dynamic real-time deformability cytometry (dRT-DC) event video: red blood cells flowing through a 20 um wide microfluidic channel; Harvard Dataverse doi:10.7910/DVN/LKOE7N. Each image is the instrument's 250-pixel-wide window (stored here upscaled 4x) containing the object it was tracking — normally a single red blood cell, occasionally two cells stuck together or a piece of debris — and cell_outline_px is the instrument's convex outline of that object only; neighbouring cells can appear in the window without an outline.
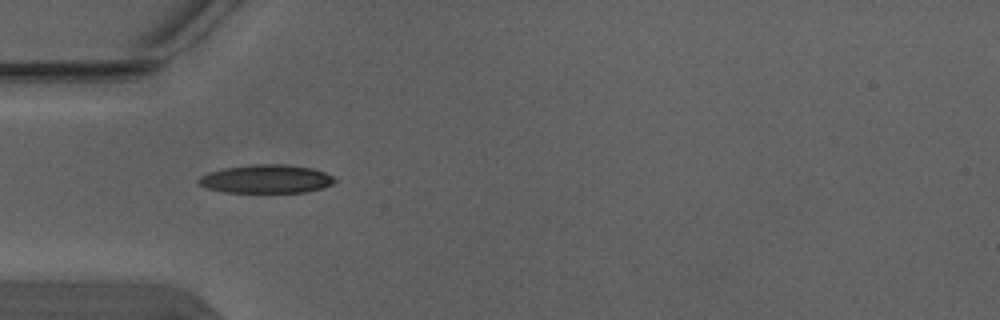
{"species": "Egyptian fruit bat (a non-hibernating species)", "species_latin": "Rousettus aegyptiacus", "temperature_condition": "warm", "stored_images_in_passage": 6, "camera_frame_rate_fps": 3000, "um_per_image_px": 0.085, "animal": {"sex": "male"}, "frame": {"image": 1, "passage_image": 3, "time_ms": 0.667, "image_size_px": [1000, 320], "cell_outline_px": [[336, 180], [332, 184], [320, 188], [304, 192], [224, 192], [204, 188], [196, 180], [200, 176], [208, 172], [224, 168], [252, 164], [284, 164], [312, 168], [324, 172], [332, 176]], "centroid_in_image_um": [22.57, 15.21], "position_along_channel_um": 62.4, "area_um2": 22.54}}
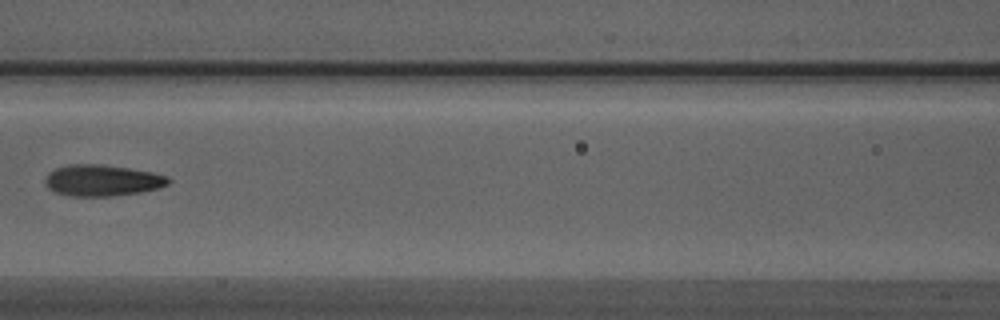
{"frame": {"image": 2, "passage_image": 5, "time_ms": 1.333, "image_size_px": [1000, 320], "cell_outline_px": [[172, 180], [168, 184], [160, 188], [140, 192], [112, 196], [68, 196], [56, 192], [48, 188], [44, 184], [44, 180], [48, 172], [56, 168], [72, 164], [104, 164], [152, 172], [168, 176]], "centroid_in_image_um": [8.69, 15.33], "position_along_channel_um": 157.9, "area_um2": 22.66}}
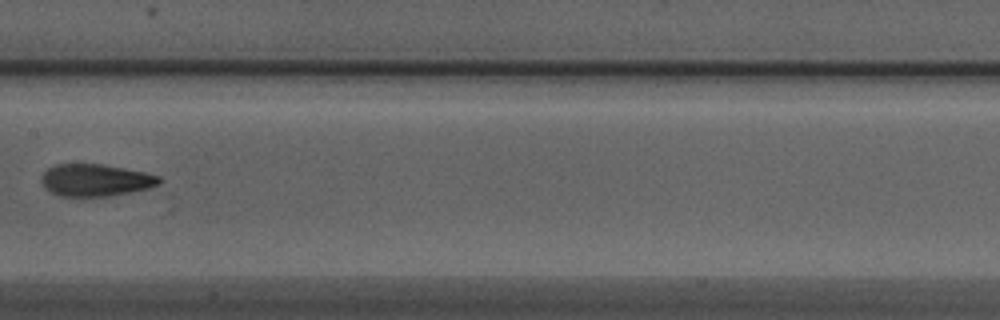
{"frame": {"image": 3, "passage_image": 6, "time_ms": 1.667, "image_size_px": [1000, 320], "cell_outline_px": [[164, 180], [160, 184], [148, 188], [132, 192], [108, 196], [60, 196], [44, 188], [40, 180], [40, 176], [48, 168], [56, 164], [100, 164], [148, 172], [160, 176]], "centroid_in_image_um": [8.15, 15.31], "position_along_channel_um": 199.3, "area_um2": 22.31}}